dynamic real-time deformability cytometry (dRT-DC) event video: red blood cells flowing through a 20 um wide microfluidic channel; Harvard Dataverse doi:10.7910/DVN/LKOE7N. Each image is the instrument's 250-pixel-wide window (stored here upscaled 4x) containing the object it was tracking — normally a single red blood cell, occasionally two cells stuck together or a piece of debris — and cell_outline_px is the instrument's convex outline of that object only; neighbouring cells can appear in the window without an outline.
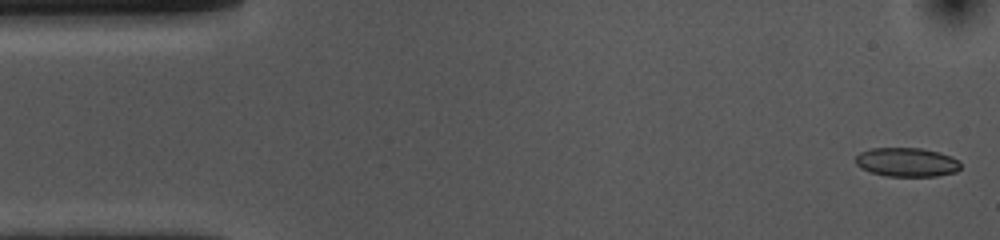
{"species": "common noctule bat (a hibernating species)", "species_latin": "Nyctalus noctula", "temperature_condition": "cold", "stored_images_in_passage": 53, "camera_frame_rate_fps": 3000, "um_per_image_px": 0.085, "animal": {"sex": "female", "body_mass_g": 10.0, "forearm_length_mm": 53.1}, "frame": {"image": 1, "passage_image": 1, "time_ms": 0.0, "image_size_px": [1000, 240], "cell_outline_px": [[960, 168], [956, 172], [936, 176], [888, 176], [872, 172], [860, 168], [856, 164], [856, 156], [860, 152], [872, 148], [920, 148], [940, 152], [952, 156], [960, 160]], "centroid_in_image_um": [77.1, 13.78], "position_along_channel_um": 7.9, "area_um2": 17.8}}
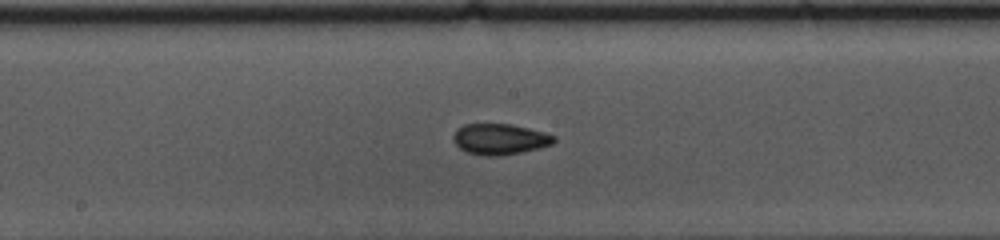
{"frame": {"image": 2, "passage_image": 26, "time_ms": 8.333, "image_size_px": [1000, 240], "cell_outline_px": [[556, 140], [552, 144], [540, 148], [500, 156], [484, 156], [468, 152], [460, 148], [456, 144], [452, 136], [456, 128], [464, 124], [512, 124], [544, 132], [556, 136]], "centroid_in_image_um": [42.48, 11.82], "position_along_channel_um": 205.7, "area_um2": 18.15}}
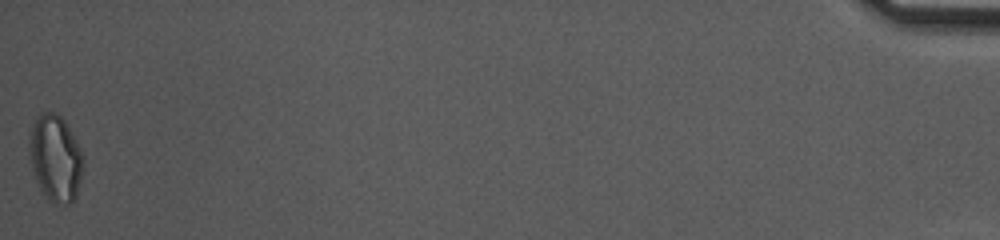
{"frame": {"image": 3, "passage_image": 53, "time_ms": 17.333, "image_size_px": [1000, 240], "cell_outline_px": [[84, 164], [76, 196], [72, 204], [56, 204], [48, 200], [40, 188], [36, 180], [28, 152], [28, 140], [32, 124], [36, 116], [40, 112], [56, 112], [64, 120], [84, 160]], "centroid_in_image_um": [4.68, 13.45], "position_along_channel_um": 430.5, "area_um2": 27.11}, "authors_computed_cell_mechanics": {"area_um2": 18.1492, "velocity_mm_per_s": 3.6565, "shape_relaxation_time_tau1_ms": null, "shape_relaxation_time_tau2_ms": 3.4984, "deformation_change_tau1": null, "deformation_change_tau2": 0.0753}}